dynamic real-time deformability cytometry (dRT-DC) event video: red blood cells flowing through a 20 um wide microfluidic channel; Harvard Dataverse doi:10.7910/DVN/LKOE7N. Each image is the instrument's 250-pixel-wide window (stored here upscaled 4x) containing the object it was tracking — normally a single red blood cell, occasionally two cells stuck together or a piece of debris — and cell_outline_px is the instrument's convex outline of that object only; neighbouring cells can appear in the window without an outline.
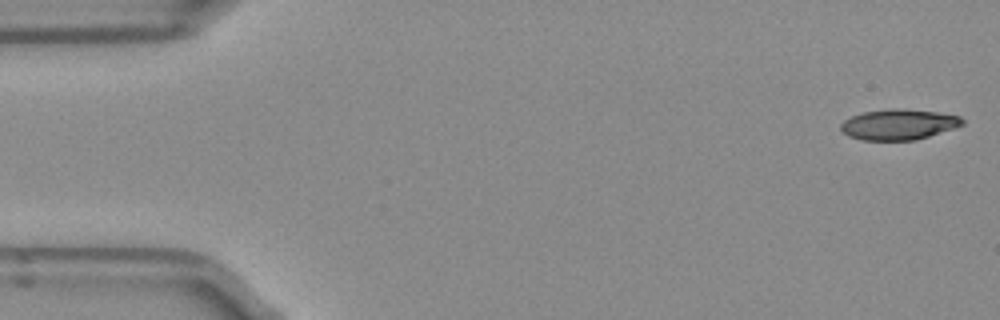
{"species": "Egyptian fruit bat (a non-hibernating species)", "species_latin": "Rousettus aegyptiacus", "temperature_condition": "room temperature", "stored_images_in_passage": 50, "camera_frame_rate_fps": 3000, "um_per_image_px": 0.085, "frame": {"image": 1, "passage_image": 1, "time_ms": 0.0, "image_size_px": [1000, 320], "cell_outline_px": [[964, 124], [916, 140], [864, 140], [848, 136], [840, 128], [840, 124], [844, 120], [860, 112], [888, 108], [904, 108], [936, 112], [960, 116], [964, 120]], "centroid_in_image_um": [76.35, 10.56], "position_along_channel_um": 8.7, "area_um2": 21.68}}
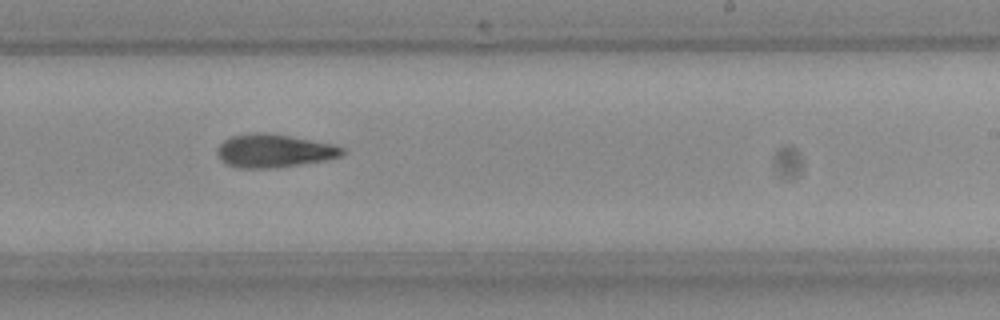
{"frame": {"image": 2, "passage_image": 30, "time_ms": 9.667, "image_size_px": [1000, 320], "cell_outline_px": [[344, 152], [340, 156], [328, 160], [264, 168], [240, 168], [228, 164], [216, 152], [216, 148], [228, 136], [252, 132], [268, 132], [332, 144], [344, 148]], "centroid_in_image_um": [23.26, 12.79], "position_along_channel_um": 265.7, "area_um2": 23.93}}
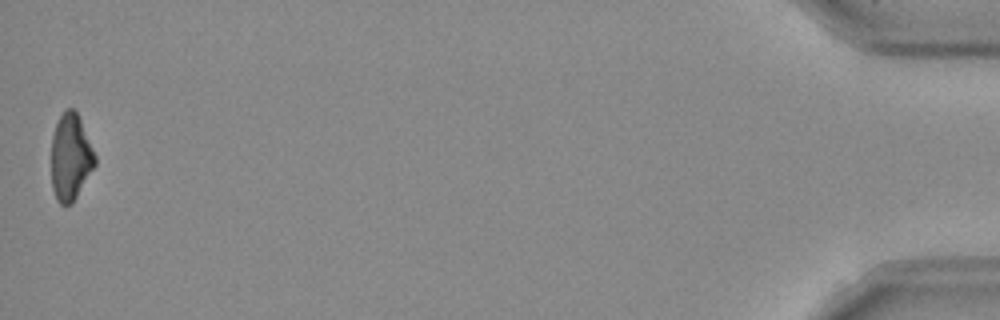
{"frame": {"image": 3, "passage_image": 50, "time_ms": 16.333, "image_size_px": [1000, 320], "cell_outline_px": [[96, 164], [76, 196], [68, 204], [60, 204], [56, 200], [52, 188], [52, 136], [56, 124], [64, 108], [72, 108], [76, 112], [80, 120], [96, 156]], "centroid_in_image_um": [5.99, 13.34], "position_along_channel_um": 429.2, "area_um2": 21.62}, "authors_computed_cell_mechanics": {"area_um2": 23.2356, "velocity_mm_per_s": 3.9686, "shape_relaxation_time_tau1_ms": 10.8775, "shape_relaxation_time_tau2_ms": null, "deformation_change_tau1": 0.2627, "deformation_change_tau2": null}}